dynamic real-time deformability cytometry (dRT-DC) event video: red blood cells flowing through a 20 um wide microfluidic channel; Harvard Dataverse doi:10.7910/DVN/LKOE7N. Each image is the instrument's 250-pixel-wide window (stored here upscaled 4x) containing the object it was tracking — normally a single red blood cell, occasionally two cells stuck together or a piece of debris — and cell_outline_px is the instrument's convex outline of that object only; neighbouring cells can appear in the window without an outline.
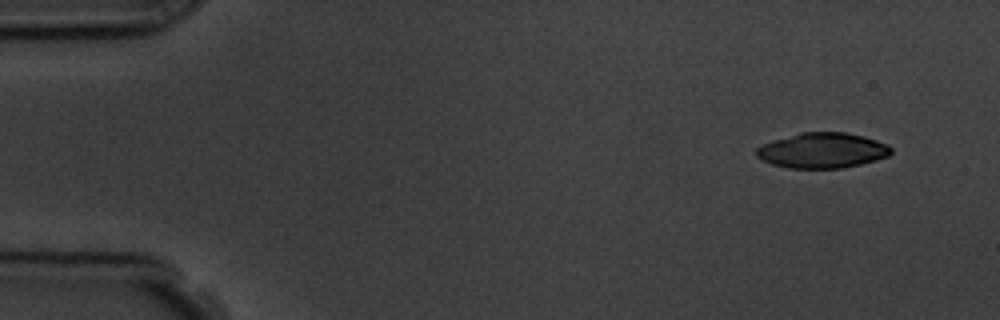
{"species": "common noctule bat (a hibernating species)", "species_latin": "Nyctalus noctula", "temperature_condition": "room temperature", "stored_images_in_passage": 4, "camera_frame_rate_fps": 3000, "um_per_image_px": 0.085, "animal": {"sex": "male", "body_mass_g": 19.5, "forearm_length_mm": 54.6}, "frame": {"image": 1, "passage_image": 1, "time_ms": 0.0, "image_size_px": [1000, 320], "cell_outline_px": [[892, 152], [888, 156], [876, 160], [844, 168], [788, 168], [772, 164], [756, 156], [756, 148], [772, 140], [800, 132], [848, 132], [864, 136], [888, 144], [892, 148]], "centroid_in_image_um": [69.92, 12.78], "position_along_channel_um": 15.1, "area_um2": 27.8}}